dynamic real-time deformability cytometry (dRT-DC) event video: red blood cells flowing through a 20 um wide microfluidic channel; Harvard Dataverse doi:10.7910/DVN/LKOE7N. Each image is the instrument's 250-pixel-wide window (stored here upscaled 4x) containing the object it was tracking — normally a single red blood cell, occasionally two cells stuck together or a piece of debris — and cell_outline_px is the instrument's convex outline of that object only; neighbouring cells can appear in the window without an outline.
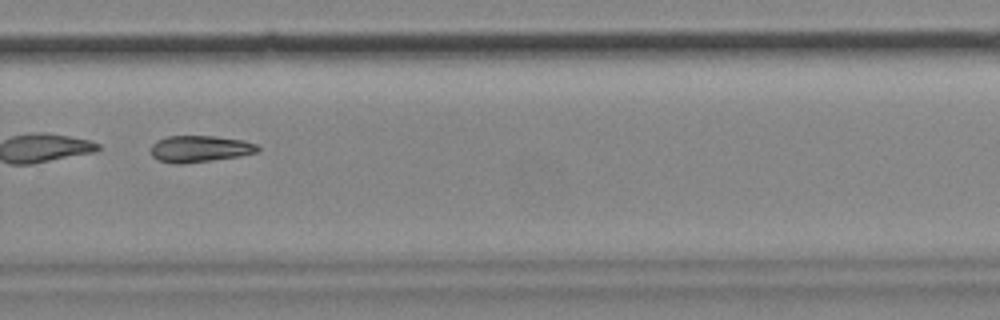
{"species": "common noctule bat (a hibernating species)", "species_latin": "Nyctalus noctula", "temperature_condition": "cold", "stored_images_in_passage": 39, "camera_frame_rate_fps": 3000, "um_per_image_px": 0.085, "animal": {"sex": "female", "body_mass_g": 18.4}, "frame": {"image": 1, "passage_image": 23, "time_ms": 7.333, "image_size_px": [1000, 320], "cell_outline_px": [[260, 148], [256, 152], [236, 156], [208, 160], [160, 160], [152, 156], [152, 144], [168, 136], [212, 136], [240, 140], [256, 144]], "centroid_in_image_um": [17.03, 12.59], "position_along_channel_um": 312.8, "area_um2": 15.2}, "authors_computed_cell_mechanics": {"area_um2": 16.0106, "velocity_mm_per_s": 3.486, "shape_relaxation_time_tau1_ms": 4.8053, "shape_relaxation_time_tau2_ms": null, "deformation_change_tau1": 0.1124, "deformation_change_tau2": null}}